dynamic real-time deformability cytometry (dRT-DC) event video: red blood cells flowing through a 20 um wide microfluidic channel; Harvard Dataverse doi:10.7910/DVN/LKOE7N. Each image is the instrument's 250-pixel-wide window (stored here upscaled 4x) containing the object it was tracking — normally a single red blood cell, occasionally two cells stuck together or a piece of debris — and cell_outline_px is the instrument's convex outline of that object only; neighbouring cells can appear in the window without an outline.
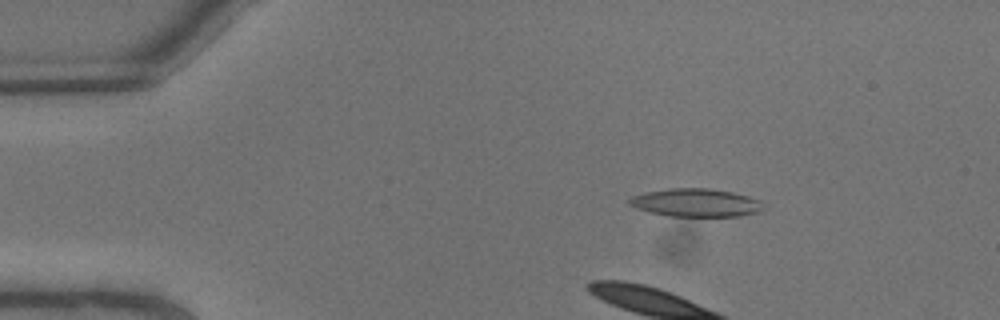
{"species": "common noctule bat (a hibernating species)", "species_latin": "Nyctalus noctula", "temperature_condition": "warm", "stored_images_in_passage": 8, "camera_frame_rate_fps": 3000, "um_per_image_px": 0.085, "animal": {"sex": "male", "body_mass_g": 13.3}, "frame": {"image": 1, "passage_image": 4, "time_ms": 1.0, "image_size_px": [1000, 320], "cell_outline_px": [[764, 208], [756, 212], [736, 216], [668, 216], [648, 212], [636, 208], [628, 204], [628, 200], [632, 196], [644, 192], [668, 188], [708, 188], [732, 192], [748, 196], [760, 200]], "centroid_in_image_um": [59.09, 17.22], "position_along_channel_um": 25.9, "area_um2": 21.96}}